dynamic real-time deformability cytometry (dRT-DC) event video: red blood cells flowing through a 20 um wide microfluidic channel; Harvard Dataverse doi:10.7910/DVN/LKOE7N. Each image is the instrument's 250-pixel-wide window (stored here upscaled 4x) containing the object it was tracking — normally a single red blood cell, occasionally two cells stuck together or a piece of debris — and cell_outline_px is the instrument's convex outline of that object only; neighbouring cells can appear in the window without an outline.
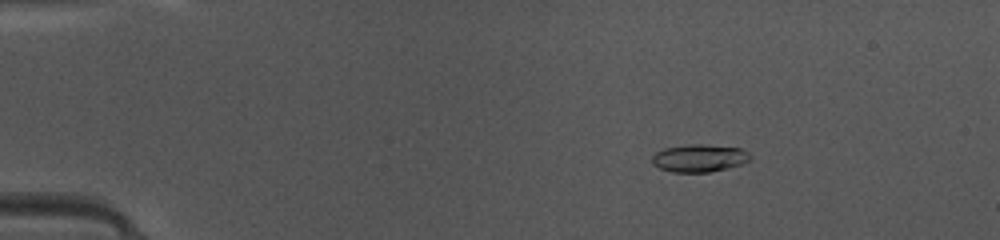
{"species": "common noctule bat (a hibernating species)", "species_latin": "Nyctalus noctula", "temperature_condition": "warm", "stored_images_in_passage": 43, "camera_frame_rate_fps": 3000, "um_per_image_px": 0.085, "animal": {"sex": "female", "body_mass_g": 10.0, "forearm_length_mm": 53.1}, "frame": {"image": 1, "passage_image": 3, "time_ms": 0.667, "image_size_px": [1000, 240], "cell_outline_px": [[752, 160], [740, 164], [708, 172], [672, 172], [660, 168], [652, 164], [652, 156], [656, 152], [664, 148], [688, 144], [704, 144], [740, 148], [748, 152], [752, 156]], "centroid_in_image_um": [59.43, 13.43], "position_along_channel_um": 25.6, "area_um2": 15.78}}
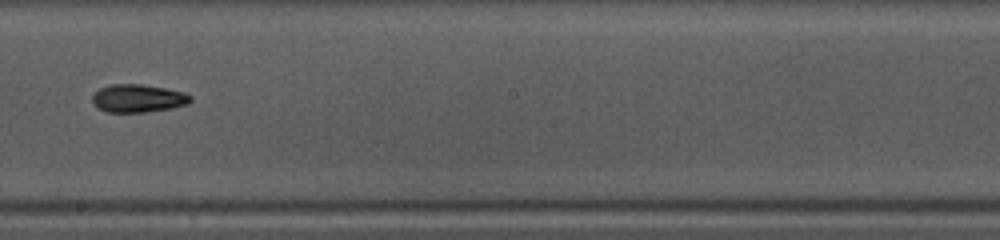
{"frame": {"image": 2, "passage_image": 23, "time_ms": 7.333, "image_size_px": [1000, 240], "cell_outline_px": [[192, 100], [188, 104], [172, 108], [144, 112], [108, 112], [100, 108], [92, 100], [92, 92], [108, 84], [140, 84], [164, 88], [184, 92], [192, 96]], "centroid_in_image_um": [11.74, 8.35], "position_along_channel_um": 236.5, "area_um2": 16.01}}
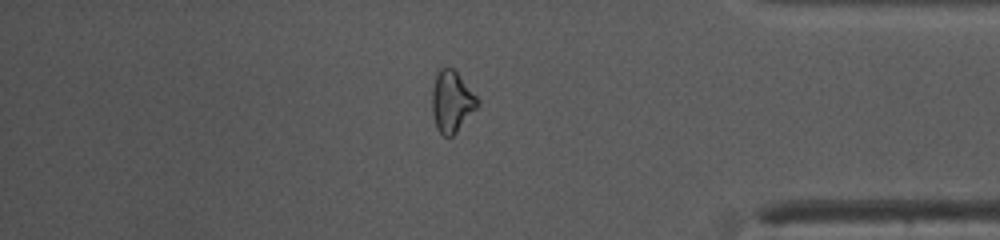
{"frame": {"image": 3, "passage_image": 36, "time_ms": 11.667, "image_size_px": [1000, 240], "cell_outline_px": [[480, 104], [456, 132], [452, 136], [444, 136], [436, 128], [432, 112], [432, 88], [436, 72], [440, 68], [452, 68], [456, 72], [480, 100]], "centroid_in_image_um": [38.39, 8.63], "position_along_channel_um": 396.8, "area_um2": 16.13}, "authors_computed_cell_mechanics": {"area_um2": 15.8372, "velocity_mm_per_s": 4.1957, "shape_relaxation_time_tau1_ms": 3.3395, "shape_relaxation_time_tau2_ms": 4.6806, "deformation_change_tau1": 0.1649, "deformation_change_tau2": 0.1105}}